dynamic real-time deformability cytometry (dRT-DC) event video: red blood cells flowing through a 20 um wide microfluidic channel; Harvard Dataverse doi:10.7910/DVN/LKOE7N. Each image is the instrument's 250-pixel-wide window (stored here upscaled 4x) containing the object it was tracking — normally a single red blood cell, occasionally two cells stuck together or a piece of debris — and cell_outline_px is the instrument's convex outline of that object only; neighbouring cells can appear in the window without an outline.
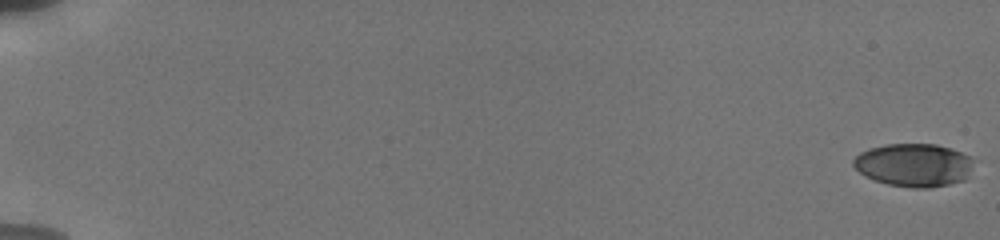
{"species": "human", "species_latin": "Homo sapiens", "temperature_condition": "cold", "stored_images_in_passage": 14, "camera_frame_rate_fps": 3000, "um_per_image_px": 0.085, "donor": {"sex": "male"}, "frame": {"image": 1, "passage_image": 1, "time_ms": 0.0, "image_size_px": [1000, 240], "cell_outline_px": [[972, 160], [964, 180], [948, 184], [928, 188], [912, 188], [888, 184], [864, 176], [852, 164], [852, 160], [860, 152], [868, 148], [888, 144], [936, 144], [952, 148], [972, 156]], "centroid_in_image_um": [77.64, 14.01], "position_along_channel_um": 7.4, "area_um2": 30.11}}
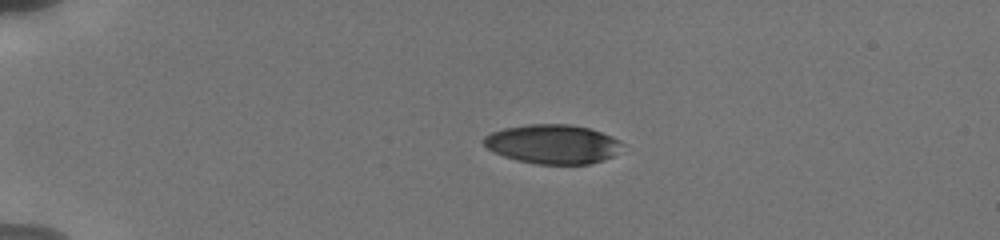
{"frame": {"image": 2, "passage_image": 10, "time_ms": 4.667, "image_size_px": [1000, 240], "cell_outline_px": [[624, 144], [612, 156], [604, 160], [588, 164], [536, 164], [516, 160], [504, 156], [488, 148], [484, 144], [484, 136], [492, 132], [504, 128], [528, 124], [572, 124], [588, 128], [612, 136], [620, 140]], "centroid_in_image_um": [47.0, 12.24], "position_along_channel_um": 38.0, "area_um2": 31.56}}
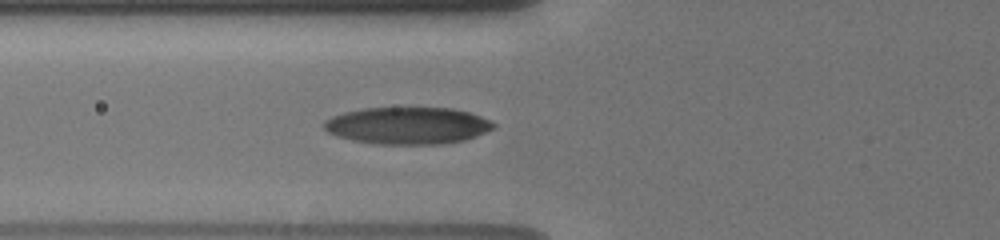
{"frame": {"image": 3, "passage_image": 14, "time_ms": 7.667, "image_size_px": [1000, 240], "cell_outline_px": [[496, 124], [492, 128], [476, 136], [464, 140], [440, 144], [376, 144], [352, 140], [336, 136], [328, 132], [320, 124], [324, 120], [332, 116], [344, 112], [364, 108], [452, 108], [468, 112], [492, 120]], "centroid_in_image_um": [34.6, 10.67], "position_along_channel_um": 91.2, "area_um2": 36.65}}